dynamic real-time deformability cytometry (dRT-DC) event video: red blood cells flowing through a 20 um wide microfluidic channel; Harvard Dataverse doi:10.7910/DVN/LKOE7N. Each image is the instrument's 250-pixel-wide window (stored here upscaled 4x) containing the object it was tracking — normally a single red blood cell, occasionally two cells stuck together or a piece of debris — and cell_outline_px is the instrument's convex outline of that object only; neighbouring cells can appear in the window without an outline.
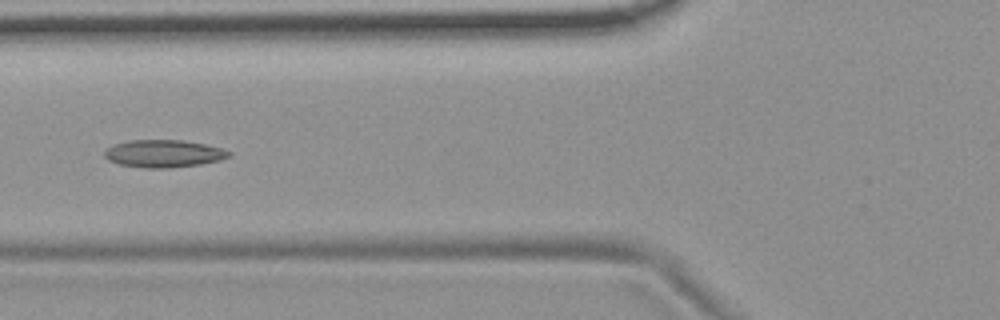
{"species": "common noctule bat (a hibernating species)", "species_latin": "Nyctalus noctula", "temperature_condition": "room temperature", "stored_images_in_passage": 6, "camera_frame_rate_fps": 3000, "um_per_image_px": 0.085, "animal": {"sex": "female", "body_mass_g": 19.9}, "frame": {"image": 1, "passage_image": 4, "time_ms": 1.0, "image_size_px": [1000, 320], "cell_outline_px": [[232, 156], [220, 160], [200, 164], [168, 168], [144, 168], [120, 164], [108, 160], [104, 156], [104, 152], [108, 148], [116, 144], [128, 140], [184, 140], [204, 144], [220, 148], [232, 152]], "centroid_in_image_um": [13.93, 13.06], "position_along_channel_um": 111.9, "area_um2": 19.88}}
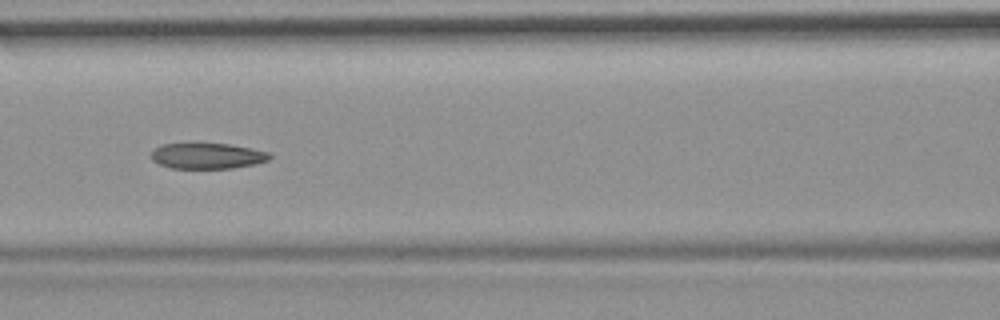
{"frame": {"image": 2, "passage_image": 5, "time_ms": 1.333, "image_size_px": [1000, 320], "cell_outline_px": [[272, 156], [268, 160], [256, 164], [232, 168], [172, 168], [160, 164], [152, 160], [152, 152], [160, 144], [228, 144], [268, 152]], "centroid_in_image_um": [17.63, 13.26], "position_along_channel_um": 149.0, "area_um2": 17.46}}